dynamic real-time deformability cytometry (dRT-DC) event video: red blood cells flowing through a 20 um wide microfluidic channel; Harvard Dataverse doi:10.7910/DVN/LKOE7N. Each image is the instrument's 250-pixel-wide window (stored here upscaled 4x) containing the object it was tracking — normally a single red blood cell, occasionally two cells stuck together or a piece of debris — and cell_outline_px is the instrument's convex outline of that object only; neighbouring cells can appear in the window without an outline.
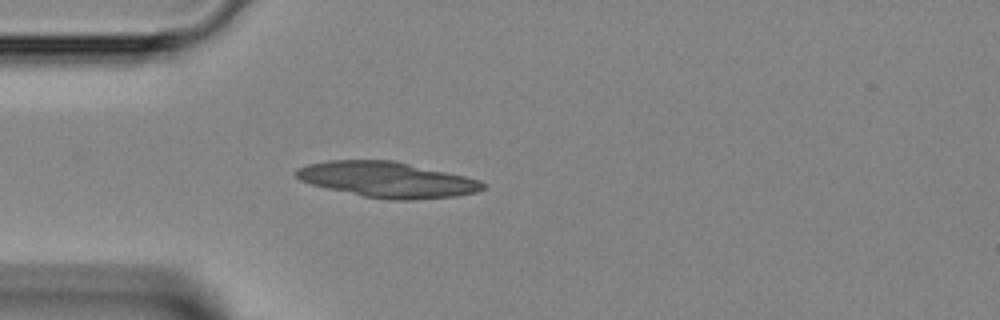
{"species": "Egyptian fruit bat (a non-hibernating species)", "species_latin": "Rousettus aegyptiacus", "temperature_condition": "room temperature", "stored_images_in_passage": 31, "camera_frame_rate_fps": 3000, "um_per_image_px": 0.085, "animal": {"sex": "female"}, "frame": {"image": 1, "passage_image": 1, "time_ms": 0.0, "image_size_px": [1000, 320], "cell_outline_px": [[484, 188], [476, 192], [456, 196], [408, 200], [392, 200], [364, 196], [328, 188], [312, 184], [300, 180], [296, 176], [296, 172], [300, 168], [308, 164], [328, 160], [392, 160], [464, 176], [480, 180], [484, 184]], "centroid_in_image_um": [32.92, 15.27], "position_along_channel_um": 52.1, "area_um2": 38.09}}